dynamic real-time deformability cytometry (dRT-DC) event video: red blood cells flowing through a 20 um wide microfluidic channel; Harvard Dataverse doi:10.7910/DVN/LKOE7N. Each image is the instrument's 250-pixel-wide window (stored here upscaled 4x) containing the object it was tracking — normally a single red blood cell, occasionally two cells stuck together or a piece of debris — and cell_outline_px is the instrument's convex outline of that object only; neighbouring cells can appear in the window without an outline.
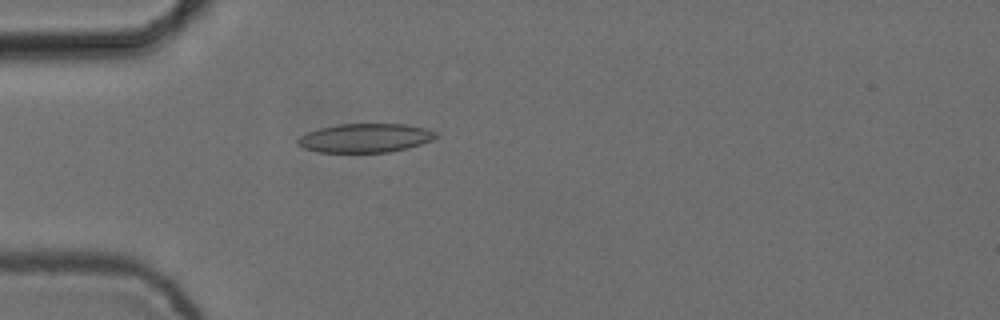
{"species": "common noctule bat (a hibernating species)", "species_latin": "Nyctalus noctula", "temperature_condition": "cold", "stored_images_in_passage": 1, "camera_frame_rate_fps": 3000, "um_per_image_px": 0.085, "animal": {"sex": "female", "body_mass_g": 24.6, "forearm_length_mm": 56.2}, "frame": {"image": 1, "passage_image": 1, "time_ms": 0.0, "image_size_px": [1000, 320], "cell_outline_px": [[440, 136], [432, 140], [408, 148], [388, 152], [316, 152], [304, 148], [296, 144], [296, 140], [300, 136], [308, 132], [320, 128], [336, 124], [408, 124], [424, 128], [436, 132]], "centroid_in_image_um": [31.04, 11.73], "position_along_channel_um": 54.0, "area_um2": 23.35}}